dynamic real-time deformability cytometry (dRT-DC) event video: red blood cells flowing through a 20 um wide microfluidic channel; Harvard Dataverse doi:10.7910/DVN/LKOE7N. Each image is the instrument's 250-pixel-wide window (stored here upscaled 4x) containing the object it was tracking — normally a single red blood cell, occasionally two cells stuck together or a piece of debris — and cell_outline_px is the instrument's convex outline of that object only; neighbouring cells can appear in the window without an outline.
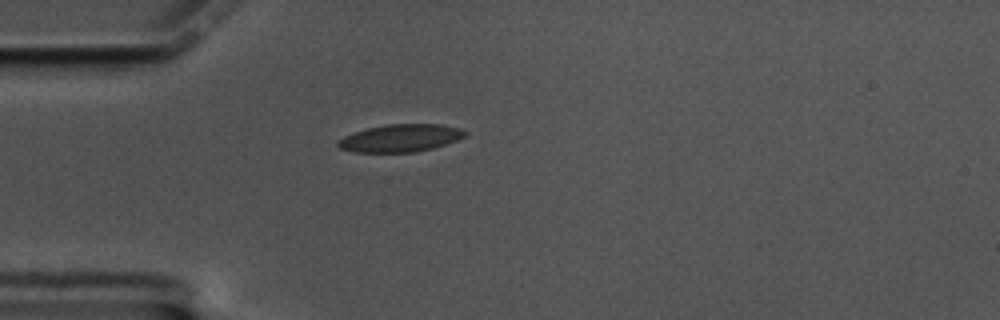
{"species": "common noctule bat (a hibernating species)", "species_latin": "Nyctalus noctula", "temperature_condition": "cold", "stored_images_in_passage": 44, "camera_frame_rate_fps": 3000, "um_per_image_px": 0.085, "animal": {"sex": "male", "body_mass_g": 17.5, "forearm_length_mm": 52.3}, "frame": {"image": 1, "passage_image": 1, "time_ms": 0.0, "image_size_px": [1000, 320], "cell_outline_px": [[468, 132], [464, 136], [456, 140], [432, 148], [416, 152], [352, 152], [340, 148], [336, 144], [344, 136], [368, 128], [384, 124], [440, 124], [460, 128]], "centroid_in_image_um": [34.04, 11.73], "position_along_channel_um": 51.0, "area_um2": 20.23}}
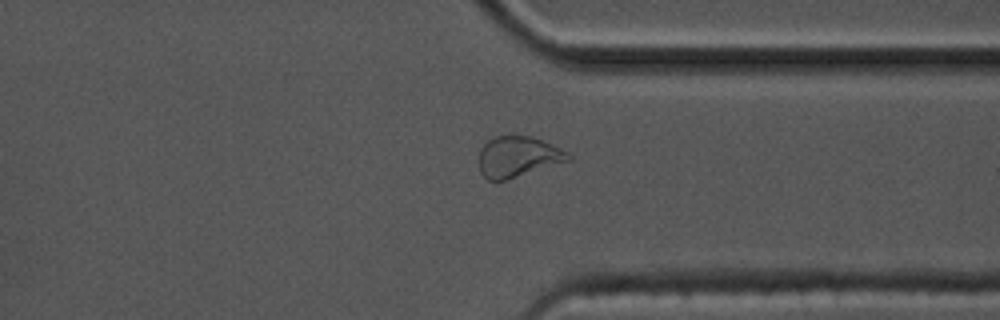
{"frame": {"image": 2, "passage_image": 30, "time_ms": 9.667, "image_size_px": [1000, 320], "cell_outline_px": [[572, 160], [508, 180], [488, 180], [480, 172], [480, 148], [488, 140], [496, 136], [512, 132], [532, 136], [552, 144], [568, 152], [572, 156]], "centroid_in_image_um": [44.05, 13.29], "position_along_channel_um": 367.3, "area_um2": 21.85}}
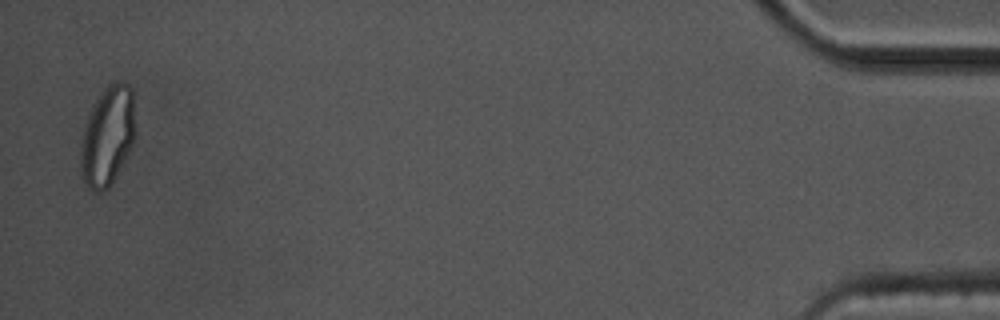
{"frame": {"image": 3, "passage_image": 43, "time_ms": 14.0, "image_size_px": [1000, 320], "cell_outline_px": [[136, 136], [124, 160], [108, 188], [100, 192], [96, 192], [88, 188], [80, 176], [80, 144], [84, 128], [92, 108], [104, 88], [112, 84], [128, 84], [132, 88], [136, 132]], "centroid_in_image_um": [9.13, 11.61], "position_along_channel_um": 426.1, "area_um2": 31.39}, "authors_computed_cell_mechanics": {"area_um2": 20.3456, "velocity_mm_per_s": 3.3813, "shape_relaxation_time_tau1_ms": 10.4644, "shape_relaxation_time_tau2_ms": 1.7337, "deformation_change_tau1": 0.1985, "deformation_change_tau2": 0.0622}}